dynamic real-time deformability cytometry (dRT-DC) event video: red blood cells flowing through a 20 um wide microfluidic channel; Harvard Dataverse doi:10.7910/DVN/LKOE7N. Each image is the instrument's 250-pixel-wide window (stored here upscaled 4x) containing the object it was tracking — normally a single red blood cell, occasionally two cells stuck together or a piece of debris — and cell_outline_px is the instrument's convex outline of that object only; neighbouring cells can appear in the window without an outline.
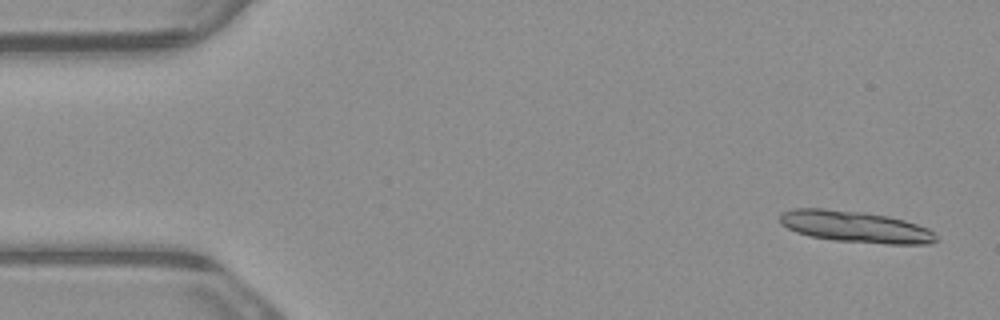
{"species": "common noctule bat (a hibernating species)", "species_latin": "Nyctalus noctula", "temperature_condition": "warm", "stored_images_in_passage": 5, "camera_frame_rate_fps": 3000, "um_per_image_px": 0.085, "animal": {"sex": "male", "body_mass_g": 23.1, "forearm_length_mm": 52.7}, "frame": {"image": 1, "passage_image": 1, "time_ms": 0.0, "image_size_px": [1000, 320], "cell_outline_px": [[940, 240], [928, 244], [888, 244], [832, 240], [808, 236], [796, 232], [780, 224], [780, 212], [792, 208], [824, 208], [864, 212], [888, 216], [904, 220], [928, 228]], "centroid_in_image_um": [72.67, 19.27], "position_along_channel_um": 12.3, "area_um2": 28.9}}
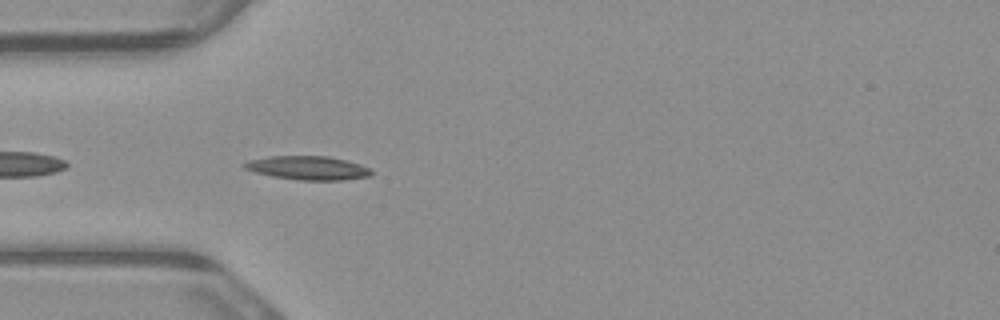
{"frame": {"image": 2, "passage_image": 5, "time_ms": 1.333, "image_size_px": [1000, 320], "cell_outline_px": [[372, 176], [344, 180], [300, 180], [272, 176], [256, 172], [244, 168], [240, 164], [248, 160], [268, 156], [328, 156], [360, 164], [368, 168], [372, 172]], "centroid_in_image_um": [26.15, 14.27], "position_along_channel_um": 58.9, "area_um2": 17.57}}